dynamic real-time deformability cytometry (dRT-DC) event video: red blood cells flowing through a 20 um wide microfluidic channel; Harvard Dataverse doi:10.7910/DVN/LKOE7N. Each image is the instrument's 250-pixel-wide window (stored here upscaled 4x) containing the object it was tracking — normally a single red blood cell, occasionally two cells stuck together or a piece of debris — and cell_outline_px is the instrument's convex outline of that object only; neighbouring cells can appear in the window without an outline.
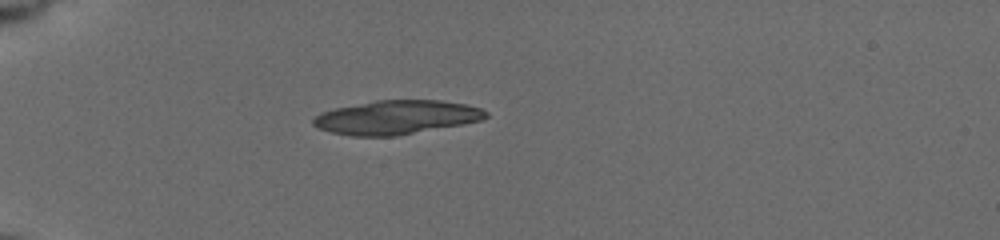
{"species": "common noctule bat (a hibernating species)", "species_latin": "Nyctalus noctula", "temperature_condition": "cold", "stored_images_in_passage": 39, "segment_of_instrument_passage": [1, 2], "camera_frame_rate_fps": 3000, "um_per_image_px": 0.085, "animal": {"sex": "female", "body_mass_g": 19.5, "forearm_length_mm": 54.1}, "frame": {"image": 1, "passage_image": 1, "time_ms": 0.0, "image_size_px": [1000, 240], "cell_outline_px": [[488, 116], [480, 120], [464, 124], [396, 136], [352, 136], [332, 132], [320, 128], [312, 124], [312, 120], [320, 112], [332, 108], [376, 100], [440, 100], [464, 104], [480, 108], [488, 112]], "centroid_in_image_um": [33.68, 9.97], "position_along_channel_um": 51.3, "area_um2": 34.1}}